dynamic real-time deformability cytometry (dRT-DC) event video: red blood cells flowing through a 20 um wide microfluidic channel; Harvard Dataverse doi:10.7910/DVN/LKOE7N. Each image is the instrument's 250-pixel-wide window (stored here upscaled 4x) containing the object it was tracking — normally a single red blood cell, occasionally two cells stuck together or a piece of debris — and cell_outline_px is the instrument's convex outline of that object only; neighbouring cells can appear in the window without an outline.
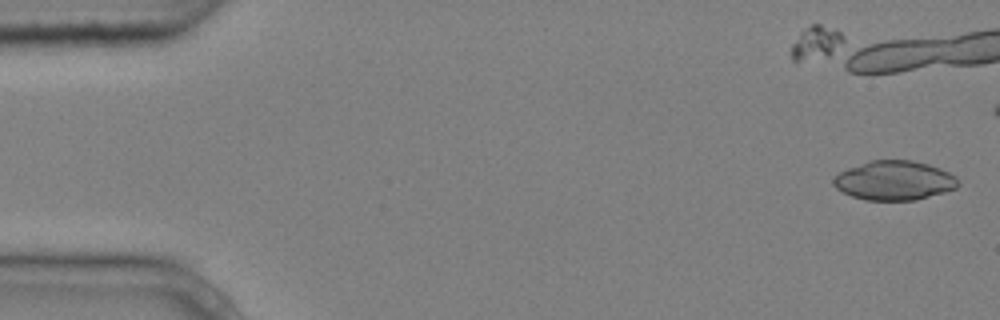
{"species": "common noctule bat (a hibernating species)", "species_latin": "Nyctalus noctula", "temperature_condition": "cold", "stored_images_in_passage": 7, "camera_frame_rate_fps": 3000, "um_per_image_px": 0.085, "animal": {"sex": "male", "body_mass_g": 20.4}, "frame": {"image": 1, "passage_image": 1, "time_ms": 0.0, "image_size_px": [1000, 320], "cell_outline_px": [[960, 184], [956, 188], [944, 192], [916, 200], [864, 200], [852, 196], [836, 188], [832, 184], [832, 176], [848, 168], [868, 160], [912, 160], [928, 164], [940, 168], [956, 176], [960, 180]], "centroid_in_image_um": [76.01, 15.34], "position_along_channel_um": 9.0, "area_um2": 28.78}}